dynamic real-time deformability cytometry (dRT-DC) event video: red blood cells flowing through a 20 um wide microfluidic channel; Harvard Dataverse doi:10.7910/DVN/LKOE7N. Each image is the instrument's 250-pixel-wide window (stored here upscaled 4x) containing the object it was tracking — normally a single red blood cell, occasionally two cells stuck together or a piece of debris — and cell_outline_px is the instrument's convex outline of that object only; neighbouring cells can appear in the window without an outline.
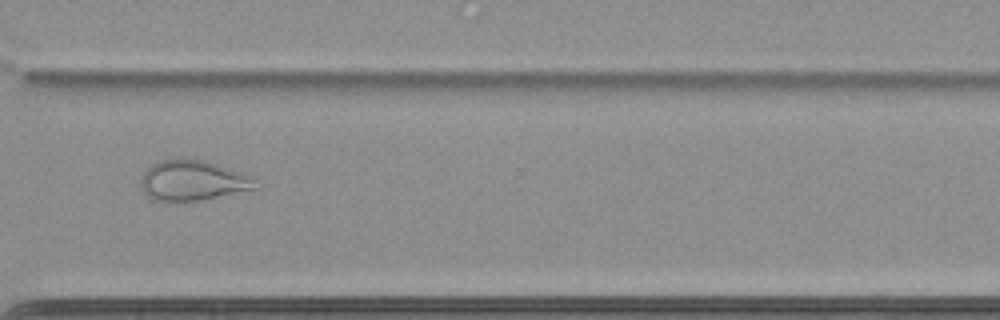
{"species": "common noctule bat (a hibernating species)", "species_latin": "Nyctalus noctula", "temperature_condition": "cold", "stored_images_in_passage": 51, "camera_frame_rate_fps": 3000, "um_per_image_px": 0.085, "animal": {"sex": "female", "body_mass_g": 22.7, "forearm_length_mm": 54.2}, "frame": {"image": 1, "passage_image": 37, "time_ms": 12.0, "image_size_px": [1000, 320], "cell_outline_px": [[260, 188], [204, 200], [164, 204], [152, 200], [144, 192], [140, 184], [140, 180], [144, 172], [152, 164], [160, 160], [176, 156], [204, 160], [228, 168], [248, 176]], "centroid_in_image_um": [16.29, 15.37], "position_along_channel_um": 354.3, "area_um2": 27.69}, "authors_computed_cell_mechanics": {"area_um2": 29.5936, "velocity_mm_per_s": 3.4754, "shape_relaxation_time_tau1_ms": null, "shape_relaxation_time_tau2_ms": 1.9133, "deformation_change_tau1": null, "deformation_change_tau2": 0.0896}}